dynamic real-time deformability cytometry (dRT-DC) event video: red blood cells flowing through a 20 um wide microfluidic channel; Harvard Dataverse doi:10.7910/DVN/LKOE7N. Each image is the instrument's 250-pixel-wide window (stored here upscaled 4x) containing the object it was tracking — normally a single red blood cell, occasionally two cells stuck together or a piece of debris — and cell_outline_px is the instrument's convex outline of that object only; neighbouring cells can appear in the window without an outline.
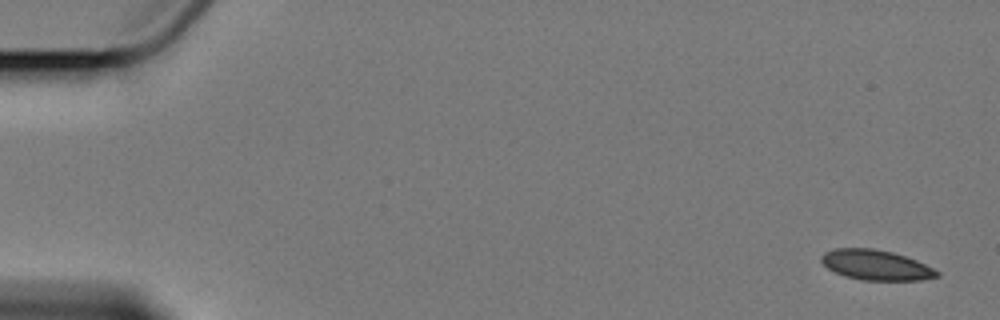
{"species": "Egyptian fruit bat (a non-hibernating species)", "species_latin": "Rousettus aegyptiacus", "temperature_condition": "cold", "stored_images_in_passage": 6, "camera_frame_rate_fps": 3000, "um_per_image_px": 0.085, "animal": {"sex": "female"}, "frame": {"image": 1, "passage_image": 1, "time_ms": 0.0, "image_size_px": [1000, 320], "cell_outline_px": [[940, 276], [920, 280], [864, 280], [848, 276], [836, 272], [828, 268], [820, 260], [820, 256], [824, 252], [836, 248], [872, 248], [892, 252], [916, 260], [940, 272]], "centroid_in_image_um": [74.45, 22.52], "position_along_channel_um": 10.5, "area_um2": 20.06}}
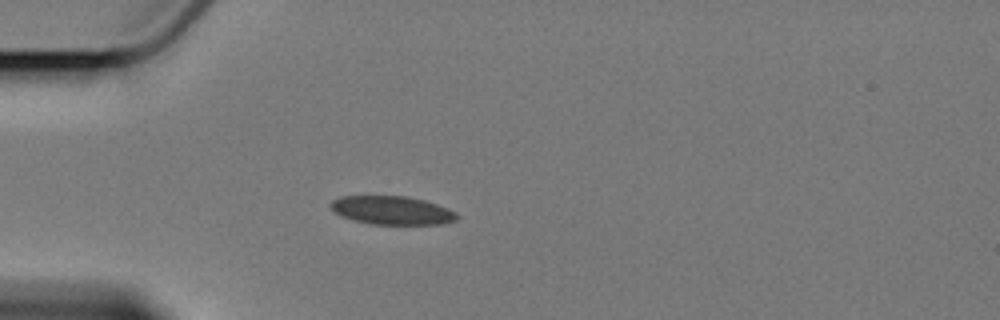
{"frame": {"image": 2, "passage_image": 5, "time_ms": 5.0, "image_size_px": [1000, 320], "cell_outline_px": [[460, 216], [456, 220], [444, 224], [372, 224], [352, 220], [340, 216], [328, 204], [332, 200], [340, 196], [408, 196], [424, 200], [448, 208], [456, 212]], "centroid_in_image_um": [33.32, 17.88], "position_along_channel_um": 51.7, "area_um2": 21.1}}